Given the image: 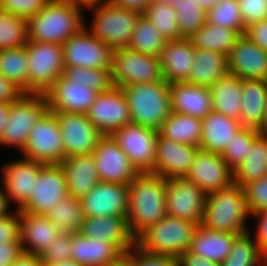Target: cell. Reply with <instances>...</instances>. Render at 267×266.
Masks as SVG:
<instances>
[{
	"label": "cell",
	"mask_w": 267,
	"mask_h": 266,
	"mask_svg": "<svg viewBox=\"0 0 267 266\" xmlns=\"http://www.w3.org/2000/svg\"><path fill=\"white\" fill-rule=\"evenodd\" d=\"M113 87L111 69L65 67L44 94L50 112L86 114L97 94Z\"/></svg>",
	"instance_id": "cell-1"
},
{
	"label": "cell",
	"mask_w": 267,
	"mask_h": 266,
	"mask_svg": "<svg viewBox=\"0 0 267 266\" xmlns=\"http://www.w3.org/2000/svg\"><path fill=\"white\" fill-rule=\"evenodd\" d=\"M262 132L263 131L255 128L244 127L237 135H233L229 146H227L221 154L223 160L232 170L245 160L246 155L252 151L255 139Z\"/></svg>",
	"instance_id": "cell-46"
},
{
	"label": "cell",
	"mask_w": 267,
	"mask_h": 266,
	"mask_svg": "<svg viewBox=\"0 0 267 266\" xmlns=\"http://www.w3.org/2000/svg\"><path fill=\"white\" fill-rule=\"evenodd\" d=\"M62 233L46 215L20 210V243L22 252L40 255Z\"/></svg>",
	"instance_id": "cell-25"
},
{
	"label": "cell",
	"mask_w": 267,
	"mask_h": 266,
	"mask_svg": "<svg viewBox=\"0 0 267 266\" xmlns=\"http://www.w3.org/2000/svg\"><path fill=\"white\" fill-rule=\"evenodd\" d=\"M28 41V20L0 9V50L25 47Z\"/></svg>",
	"instance_id": "cell-43"
},
{
	"label": "cell",
	"mask_w": 267,
	"mask_h": 266,
	"mask_svg": "<svg viewBox=\"0 0 267 266\" xmlns=\"http://www.w3.org/2000/svg\"><path fill=\"white\" fill-rule=\"evenodd\" d=\"M85 7L95 9L93 24L91 30H88L93 36L113 50L128 47L139 13L117 6L109 0L87 4Z\"/></svg>",
	"instance_id": "cell-7"
},
{
	"label": "cell",
	"mask_w": 267,
	"mask_h": 266,
	"mask_svg": "<svg viewBox=\"0 0 267 266\" xmlns=\"http://www.w3.org/2000/svg\"><path fill=\"white\" fill-rule=\"evenodd\" d=\"M111 73L112 82L118 88L163 79L159 57L142 54L128 47L114 49Z\"/></svg>",
	"instance_id": "cell-10"
},
{
	"label": "cell",
	"mask_w": 267,
	"mask_h": 266,
	"mask_svg": "<svg viewBox=\"0 0 267 266\" xmlns=\"http://www.w3.org/2000/svg\"><path fill=\"white\" fill-rule=\"evenodd\" d=\"M21 253L20 242L0 243V266H11Z\"/></svg>",
	"instance_id": "cell-55"
},
{
	"label": "cell",
	"mask_w": 267,
	"mask_h": 266,
	"mask_svg": "<svg viewBox=\"0 0 267 266\" xmlns=\"http://www.w3.org/2000/svg\"><path fill=\"white\" fill-rule=\"evenodd\" d=\"M86 116L102 135L108 136L132 123L125 94L116 86L98 93Z\"/></svg>",
	"instance_id": "cell-14"
},
{
	"label": "cell",
	"mask_w": 267,
	"mask_h": 266,
	"mask_svg": "<svg viewBox=\"0 0 267 266\" xmlns=\"http://www.w3.org/2000/svg\"><path fill=\"white\" fill-rule=\"evenodd\" d=\"M108 266H135V264L127 254H124L119 260Z\"/></svg>",
	"instance_id": "cell-62"
},
{
	"label": "cell",
	"mask_w": 267,
	"mask_h": 266,
	"mask_svg": "<svg viewBox=\"0 0 267 266\" xmlns=\"http://www.w3.org/2000/svg\"><path fill=\"white\" fill-rule=\"evenodd\" d=\"M237 235L206 229L199 225L191 240L189 251L220 264L228 257Z\"/></svg>",
	"instance_id": "cell-33"
},
{
	"label": "cell",
	"mask_w": 267,
	"mask_h": 266,
	"mask_svg": "<svg viewBox=\"0 0 267 266\" xmlns=\"http://www.w3.org/2000/svg\"><path fill=\"white\" fill-rule=\"evenodd\" d=\"M227 73V56L216 51L196 49L194 66L187 83L210 88Z\"/></svg>",
	"instance_id": "cell-34"
},
{
	"label": "cell",
	"mask_w": 267,
	"mask_h": 266,
	"mask_svg": "<svg viewBox=\"0 0 267 266\" xmlns=\"http://www.w3.org/2000/svg\"><path fill=\"white\" fill-rule=\"evenodd\" d=\"M185 178L208 194L232 186L234 171L223 160L221 154L199 149Z\"/></svg>",
	"instance_id": "cell-19"
},
{
	"label": "cell",
	"mask_w": 267,
	"mask_h": 266,
	"mask_svg": "<svg viewBox=\"0 0 267 266\" xmlns=\"http://www.w3.org/2000/svg\"><path fill=\"white\" fill-rule=\"evenodd\" d=\"M259 219L256 235L254 238L259 250L267 258V210H260L252 213Z\"/></svg>",
	"instance_id": "cell-54"
},
{
	"label": "cell",
	"mask_w": 267,
	"mask_h": 266,
	"mask_svg": "<svg viewBox=\"0 0 267 266\" xmlns=\"http://www.w3.org/2000/svg\"><path fill=\"white\" fill-rule=\"evenodd\" d=\"M60 125L65 157L93 154L103 136L86 114L53 112Z\"/></svg>",
	"instance_id": "cell-18"
},
{
	"label": "cell",
	"mask_w": 267,
	"mask_h": 266,
	"mask_svg": "<svg viewBox=\"0 0 267 266\" xmlns=\"http://www.w3.org/2000/svg\"><path fill=\"white\" fill-rule=\"evenodd\" d=\"M227 70L242 79L267 80V52L242 35L227 56Z\"/></svg>",
	"instance_id": "cell-22"
},
{
	"label": "cell",
	"mask_w": 267,
	"mask_h": 266,
	"mask_svg": "<svg viewBox=\"0 0 267 266\" xmlns=\"http://www.w3.org/2000/svg\"><path fill=\"white\" fill-rule=\"evenodd\" d=\"M50 0H0V9L29 20L38 14Z\"/></svg>",
	"instance_id": "cell-47"
},
{
	"label": "cell",
	"mask_w": 267,
	"mask_h": 266,
	"mask_svg": "<svg viewBox=\"0 0 267 266\" xmlns=\"http://www.w3.org/2000/svg\"><path fill=\"white\" fill-rule=\"evenodd\" d=\"M156 149V161L152 174H157L164 179H172L187 176L200 148L158 136Z\"/></svg>",
	"instance_id": "cell-21"
},
{
	"label": "cell",
	"mask_w": 267,
	"mask_h": 266,
	"mask_svg": "<svg viewBox=\"0 0 267 266\" xmlns=\"http://www.w3.org/2000/svg\"><path fill=\"white\" fill-rule=\"evenodd\" d=\"M241 108L240 123L244 127L266 132L267 80L244 79Z\"/></svg>",
	"instance_id": "cell-29"
},
{
	"label": "cell",
	"mask_w": 267,
	"mask_h": 266,
	"mask_svg": "<svg viewBox=\"0 0 267 266\" xmlns=\"http://www.w3.org/2000/svg\"><path fill=\"white\" fill-rule=\"evenodd\" d=\"M85 27L62 44L65 67L112 69L114 50Z\"/></svg>",
	"instance_id": "cell-13"
},
{
	"label": "cell",
	"mask_w": 267,
	"mask_h": 266,
	"mask_svg": "<svg viewBox=\"0 0 267 266\" xmlns=\"http://www.w3.org/2000/svg\"><path fill=\"white\" fill-rule=\"evenodd\" d=\"M23 93L14 83L0 75V102L11 103Z\"/></svg>",
	"instance_id": "cell-56"
},
{
	"label": "cell",
	"mask_w": 267,
	"mask_h": 266,
	"mask_svg": "<svg viewBox=\"0 0 267 266\" xmlns=\"http://www.w3.org/2000/svg\"><path fill=\"white\" fill-rule=\"evenodd\" d=\"M46 217L63 233L79 232L85 220L80 199L67 195Z\"/></svg>",
	"instance_id": "cell-39"
},
{
	"label": "cell",
	"mask_w": 267,
	"mask_h": 266,
	"mask_svg": "<svg viewBox=\"0 0 267 266\" xmlns=\"http://www.w3.org/2000/svg\"><path fill=\"white\" fill-rule=\"evenodd\" d=\"M128 184L99 182L91 192L80 199L85 217H126Z\"/></svg>",
	"instance_id": "cell-20"
},
{
	"label": "cell",
	"mask_w": 267,
	"mask_h": 266,
	"mask_svg": "<svg viewBox=\"0 0 267 266\" xmlns=\"http://www.w3.org/2000/svg\"><path fill=\"white\" fill-rule=\"evenodd\" d=\"M9 197L5 194V191L0 189V217L5 216L9 213Z\"/></svg>",
	"instance_id": "cell-61"
},
{
	"label": "cell",
	"mask_w": 267,
	"mask_h": 266,
	"mask_svg": "<svg viewBox=\"0 0 267 266\" xmlns=\"http://www.w3.org/2000/svg\"><path fill=\"white\" fill-rule=\"evenodd\" d=\"M69 195L81 199L100 182L92 154L66 157L61 163Z\"/></svg>",
	"instance_id": "cell-30"
},
{
	"label": "cell",
	"mask_w": 267,
	"mask_h": 266,
	"mask_svg": "<svg viewBox=\"0 0 267 266\" xmlns=\"http://www.w3.org/2000/svg\"><path fill=\"white\" fill-rule=\"evenodd\" d=\"M43 266H83V265H80V264L76 263L75 261L68 259V260L60 261V262H56V263H53V262L52 263H46Z\"/></svg>",
	"instance_id": "cell-63"
},
{
	"label": "cell",
	"mask_w": 267,
	"mask_h": 266,
	"mask_svg": "<svg viewBox=\"0 0 267 266\" xmlns=\"http://www.w3.org/2000/svg\"><path fill=\"white\" fill-rule=\"evenodd\" d=\"M158 134L162 138L199 147L202 137V120L171 112L158 130Z\"/></svg>",
	"instance_id": "cell-36"
},
{
	"label": "cell",
	"mask_w": 267,
	"mask_h": 266,
	"mask_svg": "<svg viewBox=\"0 0 267 266\" xmlns=\"http://www.w3.org/2000/svg\"><path fill=\"white\" fill-rule=\"evenodd\" d=\"M28 93H46L63 75L64 58L60 44L28 41Z\"/></svg>",
	"instance_id": "cell-9"
},
{
	"label": "cell",
	"mask_w": 267,
	"mask_h": 266,
	"mask_svg": "<svg viewBox=\"0 0 267 266\" xmlns=\"http://www.w3.org/2000/svg\"><path fill=\"white\" fill-rule=\"evenodd\" d=\"M71 233H62L55 242L49 245L41 254L43 264L56 263L71 259Z\"/></svg>",
	"instance_id": "cell-49"
},
{
	"label": "cell",
	"mask_w": 267,
	"mask_h": 266,
	"mask_svg": "<svg viewBox=\"0 0 267 266\" xmlns=\"http://www.w3.org/2000/svg\"><path fill=\"white\" fill-rule=\"evenodd\" d=\"M241 36L236 30L205 23L190 39L196 49L216 51L228 56Z\"/></svg>",
	"instance_id": "cell-37"
},
{
	"label": "cell",
	"mask_w": 267,
	"mask_h": 266,
	"mask_svg": "<svg viewBox=\"0 0 267 266\" xmlns=\"http://www.w3.org/2000/svg\"><path fill=\"white\" fill-rule=\"evenodd\" d=\"M234 183L243 188L267 175V132H262L254 141L252 151L234 170Z\"/></svg>",
	"instance_id": "cell-35"
},
{
	"label": "cell",
	"mask_w": 267,
	"mask_h": 266,
	"mask_svg": "<svg viewBox=\"0 0 267 266\" xmlns=\"http://www.w3.org/2000/svg\"><path fill=\"white\" fill-rule=\"evenodd\" d=\"M82 7L72 0H50L28 20L29 40L62 45L84 27Z\"/></svg>",
	"instance_id": "cell-3"
},
{
	"label": "cell",
	"mask_w": 267,
	"mask_h": 266,
	"mask_svg": "<svg viewBox=\"0 0 267 266\" xmlns=\"http://www.w3.org/2000/svg\"><path fill=\"white\" fill-rule=\"evenodd\" d=\"M267 266V258L259 250L255 240L247 232L234 238L228 257L220 266Z\"/></svg>",
	"instance_id": "cell-41"
},
{
	"label": "cell",
	"mask_w": 267,
	"mask_h": 266,
	"mask_svg": "<svg viewBox=\"0 0 267 266\" xmlns=\"http://www.w3.org/2000/svg\"><path fill=\"white\" fill-rule=\"evenodd\" d=\"M166 186L167 179L152 173H139L128 185L126 220L135 239L167 215Z\"/></svg>",
	"instance_id": "cell-2"
},
{
	"label": "cell",
	"mask_w": 267,
	"mask_h": 266,
	"mask_svg": "<svg viewBox=\"0 0 267 266\" xmlns=\"http://www.w3.org/2000/svg\"><path fill=\"white\" fill-rule=\"evenodd\" d=\"M165 43L166 39L163 38L154 25L145 16L140 15L131 35L128 48L142 54L160 57Z\"/></svg>",
	"instance_id": "cell-40"
},
{
	"label": "cell",
	"mask_w": 267,
	"mask_h": 266,
	"mask_svg": "<svg viewBox=\"0 0 267 266\" xmlns=\"http://www.w3.org/2000/svg\"><path fill=\"white\" fill-rule=\"evenodd\" d=\"M48 110L44 93H23L9 103V114L0 138V144L17 147L22 152L33 126Z\"/></svg>",
	"instance_id": "cell-8"
},
{
	"label": "cell",
	"mask_w": 267,
	"mask_h": 266,
	"mask_svg": "<svg viewBox=\"0 0 267 266\" xmlns=\"http://www.w3.org/2000/svg\"><path fill=\"white\" fill-rule=\"evenodd\" d=\"M244 79L227 73L210 87L213 111L241 121Z\"/></svg>",
	"instance_id": "cell-32"
},
{
	"label": "cell",
	"mask_w": 267,
	"mask_h": 266,
	"mask_svg": "<svg viewBox=\"0 0 267 266\" xmlns=\"http://www.w3.org/2000/svg\"><path fill=\"white\" fill-rule=\"evenodd\" d=\"M127 255L132 259L135 266H178L176 258L146 252L136 244L127 252Z\"/></svg>",
	"instance_id": "cell-50"
},
{
	"label": "cell",
	"mask_w": 267,
	"mask_h": 266,
	"mask_svg": "<svg viewBox=\"0 0 267 266\" xmlns=\"http://www.w3.org/2000/svg\"><path fill=\"white\" fill-rule=\"evenodd\" d=\"M101 182L130 184L139 174L111 135H103L92 154Z\"/></svg>",
	"instance_id": "cell-17"
},
{
	"label": "cell",
	"mask_w": 267,
	"mask_h": 266,
	"mask_svg": "<svg viewBox=\"0 0 267 266\" xmlns=\"http://www.w3.org/2000/svg\"><path fill=\"white\" fill-rule=\"evenodd\" d=\"M248 214L251 213L246 202L244 188L234 183L228 188L206 194L201 226L214 231L239 235L248 231L245 228Z\"/></svg>",
	"instance_id": "cell-4"
},
{
	"label": "cell",
	"mask_w": 267,
	"mask_h": 266,
	"mask_svg": "<svg viewBox=\"0 0 267 266\" xmlns=\"http://www.w3.org/2000/svg\"><path fill=\"white\" fill-rule=\"evenodd\" d=\"M130 109L133 124L158 131L171 111L170 85L159 82L121 87Z\"/></svg>",
	"instance_id": "cell-5"
},
{
	"label": "cell",
	"mask_w": 267,
	"mask_h": 266,
	"mask_svg": "<svg viewBox=\"0 0 267 266\" xmlns=\"http://www.w3.org/2000/svg\"><path fill=\"white\" fill-rule=\"evenodd\" d=\"M166 41L183 38L179 32L177 14L174 7L155 0L151 1L143 13Z\"/></svg>",
	"instance_id": "cell-44"
},
{
	"label": "cell",
	"mask_w": 267,
	"mask_h": 266,
	"mask_svg": "<svg viewBox=\"0 0 267 266\" xmlns=\"http://www.w3.org/2000/svg\"><path fill=\"white\" fill-rule=\"evenodd\" d=\"M195 50L190 38L166 41L159 58L162 78L169 85L187 82L194 66Z\"/></svg>",
	"instance_id": "cell-24"
},
{
	"label": "cell",
	"mask_w": 267,
	"mask_h": 266,
	"mask_svg": "<svg viewBox=\"0 0 267 266\" xmlns=\"http://www.w3.org/2000/svg\"><path fill=\"white\" fill-rule=\"evenodd\" d=\"M244 192L251 214L256 211L267 210V175L262 179L248 183L244 187Z\"/></svg>",
	"instance_id": "cell-48"
},
{
	"label": "cell",
	"mask_w": 267,
	"mask_h": 266,
	"mask_svg": "<svg viewBox=\"0 0 267 266\" xmlns=\"http://www.w3.org/2000/svg\"><path fill=\"white\" fill-rule=\"evenodd\" d=\"M40 255L22 252L11 266H43Z\"/></svg>",
	"instance_id": "cell-59"
},
{
	"label": "cell",
	"mask_w": 267,
	"mask_h": 266,
	"mask_svg": "<svg viewBox=\"0 0 267 266\" xmlns=\"http://www.w3.org/2000/svg\"><path fill=\"white\" fill-rule=\"evenodd\" d=\"M15 212L0 217V243L20 242V210Z\"/></svg>",
	"instance_id": "cell-52"
},
{
	"label": "cell",
	"mask_w": 267,
	"mask_h": 266,
	"mask_svg": "<svg viewBox=\"0 0 267 266\" xmlns=\"http://www.w3.org/2000/svg\"><path fill=\"white\" fill-rule=\"evenodd\" d=\"M197 3L200 4V6L204 9V10H209L210 8H212L213 6H215V4L219 1V0H195Z\"/></svg>",
	"instance_id": "cell-64"
},
{
	"label": "cell",
	"mask_w": 267,
	"mask_h": 266,
	"mask_svg": "<svg viewBox=\"0 0 267 266\" xmlns=\"http://www.w3.org/2000/svg\"><path fill=\"white\" fill-rule=\"evenodd\" d=\"M9 114V103L0 102V138Z\"/></svg>",
	"instance_id": "cell-60"
},
{
	"label": "cell",
	"mask_w": 267,
	"mask_h": 266,
	"mask_svg": "<svg viewBox=\"0 0 267 266\" xmlns=\"http://www.w3.org/2000/svg\"><path fill=\"white\" fill-rule=\"evenodd\" d=\"M206 23L236 30L241 35L246 31L238 0H219L206 11Z\"/></svg>",
	"instance_id": "cell-45"
},
{
	"label": "cell",
	"mask_w": 267,
	"mask_h": 266,
	"mask_svg": "<svg viewBox=\"0 0 267 266\" xmlns=\"http://www.w3.org/2000/svg\"><path fill=\"white\" fill-rule=\"evenodd\" d=\"M0 75L28 93V58L26 46L0 50Z\"/></svg>",
	"instance_id": "cell-38"
},
{
	"label": "cell",
	"mask_w": 267,
	"mask_h": 266,
	"mask_svg": "<svg viewBox=\"0 0 267 266\" xmlns=\"http://www.w3.org/2000/svg\"><path fill=\"white\" fill-rule=\"evenodd\" d=\"M69 195L64 171L60 164L44 165L23 212L46 215Z\"/></svg>",
	"instance_id": "cell-16"
},
{
	"label": "cell",
	"mask_w": 267,
	"mask_h": 266,
	"mask_svg": "<svg viewBox=\"0 0 267 266\" xmlns=\"http://www.w3.org/2000/svg\"><path fill=\"white\" fill-rule=\"evenodd\" d=\"M244 35L267 52V19L247 26Z\"/></svg>",
	"instance_id": "cell-53"
},
{
	"label": "cell",
	"mask_w": 267,
	"mask_h": 266,
	"mask_svg": "<svg viewBox=\"0 0 267 266\" xmlns=\"http://www.w3.org/2000/svg\"><path fill=\"white\" fill-rule=\"evenodd\" d=\"M138 173H152L157 151L158 131L130 123L112 135Z\"/></svg>",
	"instance_id": "cell-12"
},
{
	"label": "cell",
	"mask_w": 267,
	"mask_h": 266,
	"mask_svg": "<svg viewBox=\"0 0 267 266\" xmlns=\"http://www.w3.org/2000/svg\"><path fill=\"white\" fill-rule=\"evenodd\" d=\"M171 111L203 119L213 111L209 87L183 83L170 84Z\"/></svg>",
	"instance_id": "cell-28"
},
{
	"label": "cell",
	"mask_w": 267,
	"mask_h": 266,
	"mask_svg": "<svg viewBox=\"0 0 267 266\" xmlns=\"http://www.w3.org/2000/svg\"><path fill=\"white\" fill-rule=\"evenodd\" d=\"M178 266H220L219 263L209 261L199 255L191 253L189 250L178 259Z\"/></svg>",
	"instance_id": "cell-57"
},
{
	"label": "cell",
	"mask_w": 267,
	"mask_h": 266,
	"mask_svg": "<svg viewBox=\"0 0 267 266\" xmlns=\"http://www.w3.org/2000/svg\"><path fill=\"white\" fill-rule=\"evenodd\" d=\"M71 260L83 266H108L124 253L106 240H94L80 232L71 233Z\"/></svg>",
	"instance_id": "cell-27"
},
{
	"label": "cell",
	"mask_w": 267,
	"mask_h": 266,
	"mask_svg": "<svg viewBox=\"0 0 267 266\" xmlns=\"http://www.w3.org/2000/svg\"><path fill=\"white\" fill-rule=\"evenodd\" d=\"M79 232L94 240L102 239L115 244L124 254L135 245L126 217H85Z\"/></svg>",
	"instance_id": "cell-26"
},
{
	"label": "cell",
	"mask_w": 267,
	"mask_h": 266,
	"mask_svg": "<svg viewBox=\"0 0 267 266\" xmlns=\"http://www.w3.org/2000/svg\"><path fill=\"white\" fill-rule=\"evenodd\" d=\"M117 6H120L129 11L137 12L140 15L146 11L151 0H109Z\"/></svg>",
	"instance_id": "cell-58"
},
{
	"label": "cell",
	"mask_w": 267,
	"mask_h": 266,
	"mask_svg": "<svg viewBox=\"0 0 267 266\" xmlns=\"http://www.w3.org/2000/svg\"><path fill=\"white\" fill-rule=\"evenodd\" d=\"M169 7H174L179 32L182 37L190 38L206 23V10L195 0H158Z\"/></svg>",
	"instance_id": "cell-42"
},
{
	"label": "cell",
	"mask_w": 267,
	"mask_h": 266,
	"mask_svg": "<svg viewBox=\"0 0 267 266\" xmlns=\"http://www.w3.org/2000/svg\"><path fill=\"white\" fill-rule=\"evenodd\" d=\"M245 27L267 19V0H238Z\"/></svg>",
	"instance_id": "cell-51"
},
{
	"label": "cell",
	"mask_w": 267,
	"mask_h": 266,
	"mask_svg": "<svg viewBox=\"0 0 267 266\" xmlns=\"http://www.w3.org/2000/svg\"><path fill=\"white\" fill-rule=\"evenodd\" d=\"M206 194L187 178L167 179V214L201 225Z\"/></svg>",
	"instance_id": "cell-15"
},
{
	"label": "cell",
	"mask_w": 267,
	"mask_h": 266,
	"mask_svg": "<svg viewBox=\"0 0 267 266\" xmlns=\"http://www.w3.org/2000/svg\"><path fill=\"white\" fill-rule=\"evenodd\" d=\"M197 227L196 223L167 214L145 229L135 239V244L146 252L178 259L189 250Z\"/></svg>",
	"instance_id": "cell-6"
},
{
	"label": "cell",
	"mask_w": 267,
	"mask_h": 266,
	"mask_svg": "<svg viewBox=\"0 0 267 266\" xmlns=\"http://www.w3.org/2000/svg\"><path fill=\"white\" fill-rule=\"evenodd\" d=\"M244 126L236 119L212 111L202 119V137L199 148L222 154L229 146L233 135H237Z\"/></svg>",
	"instance_id": "cell-31"
},
{
	"label": "cell",
	"mask_w": 267,
	"mask_h": 266,
	"mask_svg": "<svg viewBox=\"0 0 267 266\" xmlns=\"http://www.w3.org/2000/svg\"><path fill=\"white\" fill-rule=\"evenodd\" d=\"M24 158L45 165L60 164L66 157L56 114L47 110L28 135Z\"/></svg>",
	"instance_id": "cell-11"
},
{
	"label": "cell",
	"mask_w": 267,
	"mask_h": 266,
	"mask_svg": "<svg viewBox=\"0 0 267 266\" xmlns=\"http://www.w3.org/2000/svg\"><path fill=\"white\" fill-rule=\"evenodd\" d=\"M72 1L78 2V3L83 4V5H87V4H91V3L101 2L104 0H72Z\"/></svg>",
	"instance_id": "cell-65"
},
{
	"label": "cell",
	"mask_w": 267,
	"mask_h": 266,
	"mask_svg": "<svg viewBox=\"0 0 267 266\" xmlns=\"http://www.w3.org/2000/svg\"><path fill=\"white\" fill-rule=\"evenodd\" d=\"M45 164L29 160L19 159L3 165V184L5 194L17 202L18 210H21L29 201L35 186V181L39 177L42 167Z\"/></svg>",
	"instance_id": "cell-23"
}]
</instances>
